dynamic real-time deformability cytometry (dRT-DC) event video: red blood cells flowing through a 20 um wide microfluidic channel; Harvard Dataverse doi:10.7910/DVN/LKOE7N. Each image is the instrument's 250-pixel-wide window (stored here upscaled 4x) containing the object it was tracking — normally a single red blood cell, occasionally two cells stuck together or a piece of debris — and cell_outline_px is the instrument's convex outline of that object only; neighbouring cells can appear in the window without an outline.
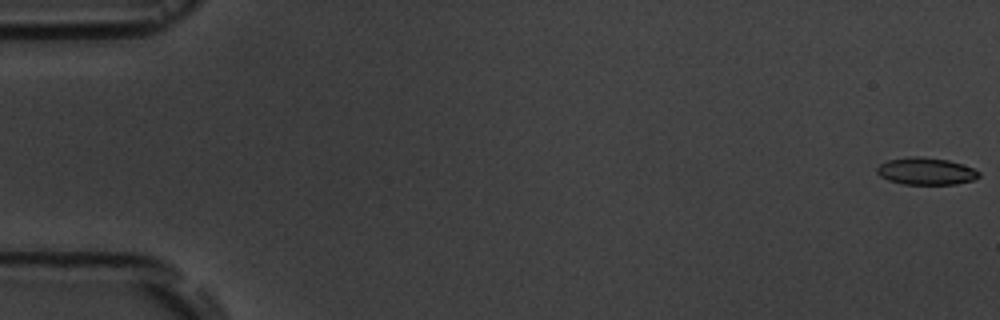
{"species": "common noctule bat (a hibernating species)", "species_latin": "Nyctalus noctula", "temperature_condition": "room temperature", "stored_images_in_passage": 4, "camera_frame_rate_fps": 3000, "um_per_image_px": 0.085, "animal": {"sex": "male", "body_mass_g": 19.5, "forearm_length_mm": 54.6}, "frame": {"image": 1, "passage_image": 4, "time_ms": 3.333, "image_size_px": [1000, 320], "cell_outline_px": [[980, 176], [976, 180], [956, 184], [904, 184], [888, 180], [880, 176], [876, 172], [876, 168], [880, 164], [888, 160], [908, 156], [920, 156], [948, 160], [972, 168], [980, 172]], "centroid_in_image_um": [78.7, 14.55], "position_along_channel_um": 6.3, "area_um2": 16.18}}